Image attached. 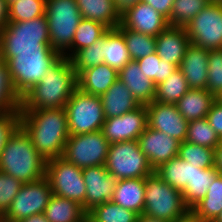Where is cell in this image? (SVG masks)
<instances>
[{
    "label": "cell",
    "instance_id": "6da1fadb",
    "mask_svg": "<svg viewBox=\"0 0 222 222\" xmlns=\"http://www.w3.org/2000/svg\"><path fill=\"white\" fill-rule=\"evenodd\" d=\"M19 125L46 161L63 156L70 136L65 108L20 110Z\"/></svg>",
    "mask_w": 222,
    "mask_h": 222
},
{
    "label": "cell",
    "instance_id": "7a4b0ae2",
    "mask_svg": "<svg viewBox=\"0 0 222 222\" xmlns=\"http://www.w3.org/2000/svg\"><path fill=\"white\" fill-rule=\"evenodd\" d=\"M76 88L77 75L73 65L70 59L62 56L22 97L20 110L65 108Z\"/></svg>",
    "mask_w": 222,
    "mask_h": 222
},
{
    "label": "cell",
    "instance_id": "3957f363",
    "mask_svg": "<svg viewBox=\"0 0 222 222\" xmlns=\"http://www.w3.org/2000/svg\"><path fill=\"white\" fill-rule=\"evenodd\" d=\"M46 162L20 125L7 139L0 153V171L13 176L22 184L44 178Z\"/></svg>",
    "mask_w": 222,
    "mask_h": 222
},
{
    "label": "cell",
    "instance_id": "277c9868",
    "mask_svg": "<svg viewBox=\"0 0 222 222\" xmlns=\"http://www.w3.org/2000/svg\"><path fill=\"white\" fill-rule=\"evenodd\" d=\"M55 51L49 40L46 14L32 20L8 22L0 30V59L5 61L13 52Z\"/></svg>",
    "mask_w": 222,
    "mask_h": 222
},
{
    "label": "cell",
    "instance_id": "5b68a950",
    "mask_svg": "<svg viewBox=\"0 0 222 222\" xmlns=\"http://www.w3.org/2000/svg\"><path fill=\"white\" fill-rule=\"evenodd\" d=\"M62 55L57 51L13 52L6 60L14 89L22 98Z\"/></svg>",
    "mask_w": 222,
    "mask_h": 222
},
{
    "label": "cell",
    "instance_id": "8992f818",
    "mask_svg": "<svg viewBox=\"0 0 222 222\" xmlns=\"http://www.w3.org/2000/svg\"><path fill=\"white\" fill-rule=\"evenodd\" d=\"M51 47L62 56L72 57V41L82 19L76 0H46Z\"/></svg>",
    "mask_w": 222,
    "mask_h": 222
},
{
    "label": "cell",
    "instance_id": "52a82bcc",
    "mask_svg": "<svg viewBox=\"0 0 222 222\" xmlns=\"http://www.w3.org/2000/svg\"><path fill=\"white\" fill-rule=\"evenodd\" d=\"M144 203L143 214L167 222L174 221L189 210L182 193L164 182L155 170L145 178Z\"/></svg>",
    "mask_w": 222,
    "mask_h": 222
},
{
    "label": "cell",
    "instance_id": "ba28073f",
    "mask_svg": "<svg viewBox=\"0 0 222 222\" xmlns=\"http://www.w3.org/2000/svg\"><path fill=\"white\" fill-rule=\"evenodd\" d=\"M70 135L101 131L105 116L100 96L84 93L78 87L65 105Z\"/></svg>",
    "mask_w": 222,
    "mask_h": 222
},
{
    "label": "cell",
    "instance_id": "9c48e42d",
    "mask_svg": "<svg viewBox=\"0 0 222 222\" xmlns=\"http://www.w3.org/2000/svg\"><path fill=\"white\" fill-rule=\"evenodd\" d=\"M105 168L118 180L146 178L154 171L141 151L138 140L111 143Z\"/></svg>",
    "mask_w": 222,
    "mask_h": 222
},
{
    "label": "cell",
    "instance_id": "30bf717a",
    "mask_svg": "<svg viewBox=\"0 0 222 222\" xmlns=\"http://www.w3.org/2000/svg\"><path fill=\"white\" fill-rule=\"evenodd\" d=\"M45 178L52 189V194L73 200L81 206L85 202L86 185L82 169L63 157L53 158L46 162Z\"/></svg>",
    "mask_w": 222,
    "mask_h": 222
},
{
    "label": "cell",
    "instance_id": "8fae6325",
    "mask_svg": "<svg viewBox=\"0 0 222 222\" xmlns=\"http://www.w3.org/2000/svg\"><path fill=\"white\" fill-rule=\"evenodd\" d=\"M109 146L102 131L70 135L62 157L81 169L105 166Z\"/></svg>",
    "mask_w": 222,
    "mask_h": 222
},
{
    "label": "cell",
    "instance_id": "7c38bea8",
    "mask_svg": "<svg viewBox=\"0 0 222 222\" xmlns=\"http://www.w3.org/2000/svg\"><path fill=\"white\" fill-rule=\"evenodd\" d=\"M185 30L191 44L207 50L222 49V3H209Z\"/></svg>",
    "mask_w": 222,
    "mask_h": 222
},
{
    "label": "cell",
    "instance_id": "4fadbf2b",
    "mask_svg": "<svg viewBox=\"0 0 222 222\" xmlns=\"http://www.w3.org/2000/svg\"><path fill=\"white\" fill-rule=\"evenodd\" d=\"M51 195L52 189L45 177L22 184L10 207L2 216L3 222H17L44 213Z\"/></svg>",
    "mask_w": 222,
    "mask_h": 222
},
{
    "label": "cell",
    "instance_id": "5bb4252c",
    "mask_svg": "<svg viewBox=\"0 0 222 222\" xmlns=\"http://www.w3.org/2000/svg\"><path fill=\"white\" fill-rule=\"evenodd\" d=\"M147 127V108L146 105H140L121 116L105 119L101 131L104 138L111 144L138 140Z\"/></svg>",
    "mask_w": 222,
    "mask_h": 222
},
{
    "label": "cell",
    "instance_id": "9a60e30c",
    "mask_svg": "<svg viewBox=\"0 0 222 222\" xmlns=\"http://www.w3.org/2000/svg\"><path fill=\"white\" fill-rule=\"evenodd\" d=\"M146 108L149 128L164 132L180 142L186 140L189 122L179 113L176 105L153 101Z\"/></svg>",
    "mask_w": 222,
    "mask_h": 222
},
{
    "label": "cell",
    "instance_id": "2e32d148",
    "mask_svg": "<svg viewBox=\"0 0 222 222\" xmlns=\"http://www.w3.org/2000/svg\"><path fill=\"white\" fill-rule=\"evenodd\" d=\"M86 185L85 202L82 208L86 213L95 206L111 201L118 179L111 176L105 166H91L82 169Z\"/></svg>",
    "mask_w": 222,
    "mask_h": 222
},
{
    "label": "cell",
    "instance_id": "e0dca14e",
    "mask_svg": "<svg viewBox=\"0 0 222 222\" xmlns=\"http://www.w3.org/2000/svg\"><path fill=\"white\" fill-rule=\"evenodd\" d=\"M138 142L154 170L178 156L180 141L164 132L147 127L139 136Z\"/></svg>",
    "mask_w": 222,
    "mask_h": 222
},
{
    "label": "cell",
    "instance_id": "ac0fdd59",
    "mask_svg": "<svg viewBox=\"0 0 222 222\" xmlns=\"http://www.w3.org/2000/svg\"><path fill=\"white\" fill-rule=\"evenodd\" d=\"M120 24L125 28L155 37L169 26L164 16L143 1L121 13Z\"/></svg>",
    "mask_w": 222,
    "mask_h": 222
},
{
    "label": "cell",
    "instance_id": "d6986e66",
    "mask_svg": "<svg viewBox=\"0 0 222 222\" xmlns=\"http://www.w3.org/2000/svg\"><path fill=\"white\" fill-rule=\"evenodd\" d=\"M190 44L185 27L168 26L156 36L155 52L166 63L179 67Z\"/></svg>",
    "mask_w": 222,
    "mask_h": 222
},
{
    "label": "cell",
    "instance_id": "ffe728a7",
    "mask_svg": "<svg viewBox=\"0 0 222 222\" xmlns=\"http://www.w3.org/2000/svg\"><path fill=\"white\" fill-rule=\"evenodd\" d=\"M209 50L193 44L187 48L179 65L190 89H206L208 78Z\"/></svg>",
    "mask_w": 222,
    "mask_h": 222
},
{
    "label": "cell",
    "instance_id": "44dd1931",
    "mask_svg": "<svg viewBox=\"0 0 222 222\" xmlns=\"http://www.w3.org/2000/svg\"><path fill=\"white\" fill-rule=\"evenodd\" d=\"M118 73L119 79L140 105H147L155 100L156 85L145 76L136 60L129 61Z\"/></svg>",
    "mask_w": 222,
    "mask_h": 222
},
{
    "label": "cell",
    "instance_id": "7402d4cb",
    "mask_svg": "<svg viewBox=\"0 0 222 222\" xmlns=\"http://www.w3.org/2000/svg\"><path fill=\"white\" fill-rule=\"evenodd\" d=\"M119 78V73L105 63L82 70L77 75V87L84 93L101 96Z\"/></svg>",
    "mask_w": 222,
    "mask_h": 222
},
{
    "label": "cell",
    "instance_id": "603a6c76",
    "mask_svg": "<svg viewBox=\"0 0 222 222\" xmlns=\"http://www.w3.org/2000/svg\"><path fill=\"white\" fill-rule=\"evenodd\" d=\"M100 97L105 119L121 116L140 106L130 90L119 78Z\"/></svg>",
    "mask_w": 222,
    "mask_h": 222
},
{
    "label": "cell",
    "instance_id": "cb8c5ba5",
    "mask_svg": "<svg viewBox=\"0 0 222 222\" xmlns=\"http://www.w3.org/2000/svg\"><path fill=\"white\" fill-rule=\"evenodd\" d=\"M144 198L145 178H132L118 180L111 201L141 215L145 208Z\"/></svg>",
    "mask_w": 222,
    "mask_h": 222
},
{
    "label": "cell",
    "instance_id": "d4e9b609",
    "mask_svg": "<svg viewBox=\"0 0 222 222\" xmlns=\"http://www.w3.org/2000/svg\"><path fill=\"white\" fill-rule=\"evenodd\" d=\"M84 19L100 22L109 29L117 28L121 22V13L114 0H76Z\"/></svg>",
    "mask_w": 222,
    "mask_h": 222
},
{
    "label": "cell",
    "instance_id": "484cf974",
    "mask_svg": "<svg viewBox=\"0 0 222 222\" xmlns=\"http://www.w3.org/2000/svg\"><path fill=\"white\" fill-rule=\"evenodd\" d=\"M216 99L206 89H189L175 105L179 113L189 122L206 118Z\"/></svg>",
    "mask_w": 222,
    "mask_h": 222
},
{
    "label": "cell",
    "instance_id": "4316f807",
    "mask_svg": "<svg viewBox=\"0 0 222 222\" xmlns=\"http://www.w3.org/2000/svg\"><path fill=\"white\" fill-rule=\"evenodd\" d=\"M103 63L119 72L131 57L123 34L117 29H109L102 37Z\"/></svg>",
    "mask_w": 222,
    "mask_h": 222
},
{
    "label": "cell",
    "instance_id": "83f0119b",
    "mask_svg": "<svg viewBox=\"0 0 222 222\" xmlns=\"http://www.w3.org/2000/svg\"><path fill=\"white\" fill-rule=\"evenodd\" d=\"M44 215L49 222H85L87 213L82 206L70 199L52 194Z\"/></svg>",
    "mask_w": 222,
    "mask_h": 222
},
{
    "label": "cell",
    "instance_id": "f1b7e54d",
    "mask_svg": "<svg viewBox=\"0 0 222 222\" xmlns=\"http://www.w3.org/2000/svg\"><path fill=\"white\" fill-rule=\"evenodd\" d=\"M219 174L215 167L196 168L193 165L192 180L182 193L184 203L189 209L206 196L209 186Z\"/></svg>",
    "mask_w": 222,
    "mask_h": 222
},
{
    "label": "cell",
    "instance_id": "f546056e",
    "mask_svg": "<svg viewBox=\"0 0 222 222\" xmlns=\"http://www.w3.org/2000/svg\"><path fill=\"white\" fill-rule=\"evenodd\" d=\"M155 172L164 182L183 193L192 180L193 165L177 156L161 164Z\"/></svg>",
    "mask_w": 222,
    "mask_h": 222
},
{
    "label": "cell",
    "instance_id": "4dcf8cb0",
    "mask_svg": "<svg viewBox=\"0 0 222 222\" xmlns=\"http://www.w3.org/2000/svg\"><path fill=\"white\" fill-rule=\"evenodd\" d=\"M191 210L203 222H213L222 211V174H219L209 186L206 196Z\"/></svg>",
    "mask_w": 222,
    "mask_h": 222
},
{
    "label": "cell",
    "instance_id": "1f68e13d",
    "mask_svg": "<svg viewBox=\"0 0 222 222\" xmlns=\"http://www.w3.org/2000/svg\"><path fill=\"white\" fill-rule=\"evenodd\" d=\"M183 73L177 68L167 79L156 85L155 100L165 104H176L189 90Z\"/></svg>",
    "mask_w": 222,
    "mask_h": 222
},
{
    "label": "cell",
    "instance_id": "d6a6232c",
    "mask_svg": "<svg viewBox=\"0 0 222 222\" xmlns=\"http://www.w3.org/2000/svg\"><path fill=\"white\" fill-rule=\"evenodd\" d=\"M138 214L108 201L87 213V222H136Z\"/></svg>",
    "mask_w": 222,
    "mask_h": 222
},
{
    "label": "cell",
    "instance_id": "836d02e7",
    "mask_svg": "<svg viewBox=\"0 0 222 222\" xmlns=\"http://www.w3.org/2000/svg\"><path fill=\"white\" fill-rule=\"evenodd\" d=\"M117 29L124 36L127 49L132 60H138L155 52V36L136 32L134 30L123 27L121 24H119Z\"/></svg>",
    "mask_w": 222,
    "mask_h": 222
},
{
    "label": "cell",
    "instance_id": "e575fe53",
    "mask_svg": "<svg viewBox=\"0 0 222 222\" xmlns=\"http://www.w3.org/2000/svg\"><path fill=\"white\" fill-rule=\"evenodd\" d=\"M22 98L14 89L7 63L0 59V114L19 113Z\"/></svg>",
    "mask_w": 222,
    "mask_h": 222
},
{
    "label": "cell",
    "instance_id": "d590c367",
    "mask_svg": "<svg viewBox=\"0 0 222 222\" xmlns=\"http://www.w3.org/2000/svg\"><path fill=\"white\" fill-rule=\"evenodd\" d=\"M109 30L104 24L82 18L72 41V56L85 47L91 46Z\"/></svg>",
    "mask_w": 222,
    "mask_h": 222
},
{
    "label": "cell",
    "instance_id": "8d00e7d4",
    "mask_svg": "<svg viewBox=\"0 0 222 222\" xmlns=\"http://www.w3.org/2000/svg\"><path fill=\"white\" fill-rule=\"evenodd\" d=\"M186 142L215 149L221 139L206 118L189 121Z\"/></svg>",
    "mask_w": 222,
    "mask_h": 222
},
{
    "label": "cell",
    "instance_id": "74e56055",
    "mask_svg": "<svg viewBox=\"0 0 222 222\" xmlns=\"http://www.w3.org/2000/svg\"><path fill=\"white\" fill-rule=\"evenodd\" d=\"M178 157L196 168L215 167V149L190 142H180Z\"/></svg>",
    "mask_w": 222,
    "mask_h": 222
},
{
    "label": "cell",
    "instance_id": "f35d334b",
    "mask_svg": "<svg viewBox=\"0 0 222 222\" xmlns=\"http://www.w3.org/2000/svg\"><path fill=\"white\" fill-rule=\"evenodd\" d=\"M209 3V0H174L168 20L169 26L185 27Z\"/></svg>",
    "mask_w": 222,
    "mask_h": 222
},
{
    "label": "cell",
    "instance_id": "ab89813d",
    "mask_svg": "<svg viewBox=\"0 0 222 222\" xmlns=\"http://www.w3.org/2000/svg\"><path fill=\"white\" fill-rule=\"evenodd\" d=\"M145 76L152 80L155 85L167 79L178 67L171 63H166L156 52L149 56L136 60Z\"/></svg>",
    "mask_w": 222,
    "mask_h": 222
},
{
    "label": "cell",
    "instance_id": "60d3db41",
    "mask_svg": "<svg viewBox=\"0 0 222 222\" xmlns=\"http://www.w3.org/2000/svg\"><path fill=\"white\" fill-rule=\"evenodd\" d=\"M46 0H18L9 4L8 22H22L43 16Z\"/></svg>",
    "mask_w": 222,
    "mask_h": 222
},
{
    "label": "cell",
    "instance_id": "b9f144b4",
    "mask_svg": "<svg viewBox=\"0 0 222 222\" xmlns=\"http://www.w3.org/2000/svg\"><path fill=\"white\" fill-rule=\"evenodd\" d=\"M70 61L76 75L84 69L103 63L102 37L91 46L78 50L70 58Z\"/></svg>",
    "mask_w": 222,
    "mask_h": 222
},
{
    "label": "cell",
    "instance_id": "7bdbcfd3",
    "mask_svg": "<svg viewBox=\"0 0 222 222\" xmlns=\"http://www.w3.org/2000/svg\"><path fill=\"white\" fill-rule=\"evenodd\" d=\"M206 90L216 98L222 93V49L209 50Z\"/></svg>",
    "mask_w": 222,
    "mask_h": 222
},
{
    "label": "cell",
    "instance_id": "ee69618b",
    "mask_svg": "<svg viewBox=\"0 0 222 222\" xmlns=\"http://www.w3.org/2000/svg\"><path fill=\"white\" fill-rule=\"evenodd\" d=\"M22 183L2 171H0V215L3 216L16 197Z\"/></svg>",
    "mask_w": 222,
    "mask_h": 222
},
{
    "label": "cell",
    "instance_id": "f6af8a7d",
    "mask_svg": "<svg viewBox=\"0 0 222 222\" xmlns=\"http://www.w3.org/2000/svg\"><path fill=\"white\" fill-rule=\"evenodd\" d=\"M19 126V113L0 114V153L7 139Z\"/></svg>",
    "mask_w": 222,
    "mask_h": 222
},
{
    "label": "cell",
    "instance_id": "bcb514c9",
    "mask_svg": "<svg viewBox=\"0 0 222 222\" xmlns=\"http://www.w3.org/2000/svg\"><path fill=\"white\" fill-rule=\"evenodd\" d=\"M206 119L222 140V102L218 99L212 104Z\"/></svg>",
    "mask_w": 222,
    "mask_h": 222
},
{
    "label": "cell",
    "instance_id": "7dc6e473",
    "mask_svg": "<svg viewBox=\"0 0 222 222\" xmlns=\"http://www.w3.org/2000/svg\"><path fill=\"white\" fill-rule=\"evenodd\" d=\"M142 1L152 6L158 13H160L167 20H169L174 0H142Z\"/></svg>",
    "mask_w": 222,
    "mask_h": 222
},
{
    "label": "cell",
    "instance_id": "c3c4849f",
    "mask_svg": "<svg viewBox=\"0 0 222 222\" xmlns=\"http://www.w3.org/2000/svg\"><path fill=\"white\" fill-rule=\"evenodd\" d=\"M9 5L6 0H0V30L8 23Z\"/></svg>",
    "mask_w": 222,
    "mask_h": 222
},
{
    "label": "cell",
    "instance_id": "681fc988",
    "mask_svg": "<svg viewBox=\"0 0 222 222\" xmlns=\"http://www.w3.org/2000/svg\"><path fill=\"white\" fill-rule=\"evenodd\" d=\"M172 222H203L198 215L189 209L184 215L177 217Z\"/></svg>",
    "mask_w": 222,
    "mask_h": 222
},
{
    "label": "cell",
    "instance_id": "f907efd6",
    "mask_svg": "<svg viewBox=\"0 0 222 222\" xmlns=\"http://www.w3.org/2000/svg\"><path fill=\"white\" fill-rule=\"evenodd\" d=\"M140 1L142 0H114V2L116 3V7L120 11V13H123L126 9L132 7Z\"/></svg>",
    "mask_w": 222,
    "mask_h": 222
},
{
    "label": "cell",
    "instance_id": "816d5d0a",
    "mask_svg": "<svg viewBox=\"0 0 222 222\" xmlns=\"http://www.w3.org/2000/svg\"><path fill=\"white\" fill-rule=\"evenodd\" d=\"M215 168L220 174H222V140L215 148Z\"/></svg>",
    "mask_w": 222,
    "mask_h": 222
},
{
    "label": "cell",
    "instance_id": "f5cc1de1",
    "mask_svg": "<svg viewBox=\"0 0 222 222\" xmlns=\"http://www.w3.org/2000/svg\"><path fill=\"white\" fill-rule=\"evenodd\" d=\"M17 222H49V221L46 219L44 213H41V214H35L30 217L21 219Z\"/></svg>",
    "mask_w": 222,
    "mask_h": 222
},
{
    "label": "cell",
    "instance_id": "db71d44e",
    "mask_svg": "<svg viewBox=\"0 0 222 222\" xmlns=\"http://www.w3.org/2000/svg\"><path fill=\"white\" fill-rule=\"evenodd\" d=\"M138 220L139 222H167L165 220L157 219L156 217H152L145 214L138 215Z\"/></svg>",
    "mask_w": 222,
    "mask_h": 222
},
{
    "label": "cell",
    "instance_id": "11a10c76",
    "mask_svg": "<svg viewBox=\"0 0 222 222\" xmlns=\"http://www.w3.org/2000/svg\"><path fill=\"white\" fill-rule=\"evenodd\" d=\"M213 222H222V211Z\"/></svg>",
    "mask_w": 222,
    "mask_h": 222
},
{
    "label": "cell",
    "instance_id": "9f6ffc18",
    "mask_svg": "<svg viewBox=\"0 0 222 222\" xmlns=\"http://www.w3.org/2000/svg\"><path fill=\"white\" fill-rule=\"evenodd\" d=\"M210 3H222V0H209Z\"/></svg>",
    "mask_w": 222,
    "mask_h": 222
},
{
    "label": "cell",
    "instance_id": "6f0895ef",
    "mask_svg": "<svg viewBox=\"0 0 222 222\" xmlns=\"http://www.w3.org/2000/svg\"><path fill=\"white\" fill-rule=\"evenodd\" d=\"M14 1H18V0H6L7 4L9 5L10 3L14 2Z\"/></svg>",
    "mask_w": 222,
    "mask_h": 222
},
{
    "label": "cell",
    "instance_id": "680465c9",
    "mask_svg": "<svg viewBox=\"0 0 222 222\" xmlns=\"http://www.w3.org/2000/svg\"><path fill=\"white\" fill-rule=\"evenodd\" d=\"M217 99L222 102V93L219 95V97Z\"/></svg>",
    "mask_w": 222,
    "mask_h": 222
}]
</instances>
